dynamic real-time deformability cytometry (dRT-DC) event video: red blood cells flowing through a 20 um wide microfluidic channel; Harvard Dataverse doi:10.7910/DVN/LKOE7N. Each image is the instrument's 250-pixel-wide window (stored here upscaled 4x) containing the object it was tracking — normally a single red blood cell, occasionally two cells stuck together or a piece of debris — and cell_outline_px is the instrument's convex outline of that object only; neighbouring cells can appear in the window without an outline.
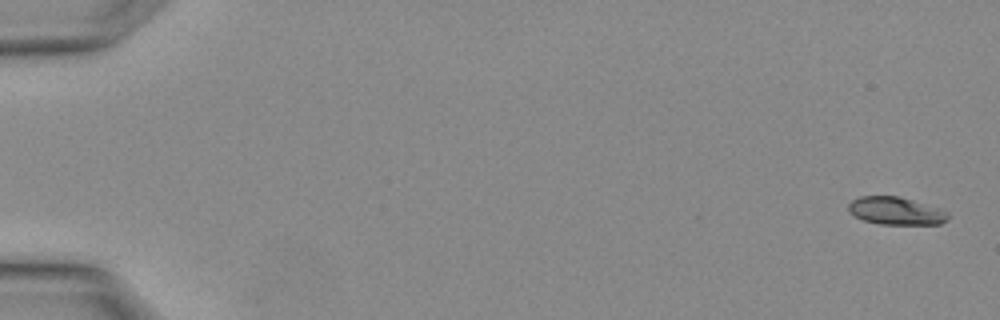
{"species": "Egyptian fruit bat (a non-hibernating species)", "species_latin": "Rousettus aegyptiacus", "temperature_condition": "warm", "stored_images_in_passage": 3, "camera_frame_rate_fps": 3000, "um_per_image_px": 0.085, "animal": {"sex": "female"}, "frame": {"image": 1, "passage_image": 1, "time_ms": 0.0, "image_size_px": [1000, 320], "cell_outline_px": [[948, 220], [940, 224], [880, 224], [864, 220], [848, 212], [848, 204], [852, 200], [860, 196], [896, 196], [912, 200], [940, 208], [948, 212]], "centroid_in_image_um": [76.15, 17.93], "position_along_channel_um": 8.8, "area_um2": 16.01}}
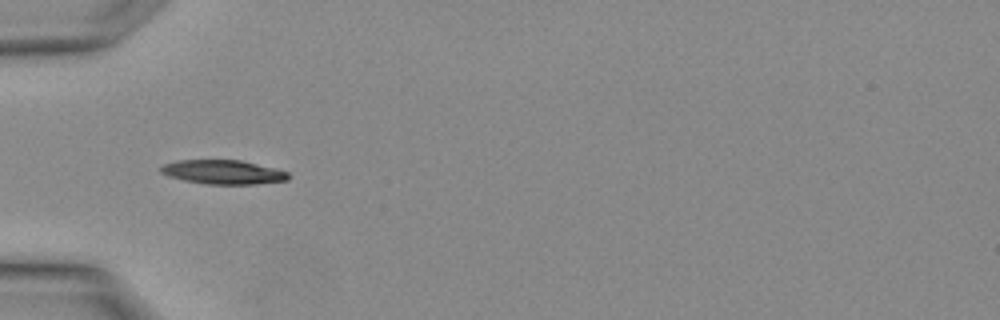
{"frame": {"image": 2, "passage_image": 3, "time_ms": 0.667, "image_size_px": [1000, 320], "cell_outline_px": [[288, 180], [256, 184], [208, 184], [184, 180], [168, 176], [160, 172], [160, 168], [164, 164], [176, 160], [240, 160], [276, 168], [288, 172]], "centroid_in_image_um": [18.96, 14.62], "position_along_channel_um": 66.0, "area_um2": 17.86}}